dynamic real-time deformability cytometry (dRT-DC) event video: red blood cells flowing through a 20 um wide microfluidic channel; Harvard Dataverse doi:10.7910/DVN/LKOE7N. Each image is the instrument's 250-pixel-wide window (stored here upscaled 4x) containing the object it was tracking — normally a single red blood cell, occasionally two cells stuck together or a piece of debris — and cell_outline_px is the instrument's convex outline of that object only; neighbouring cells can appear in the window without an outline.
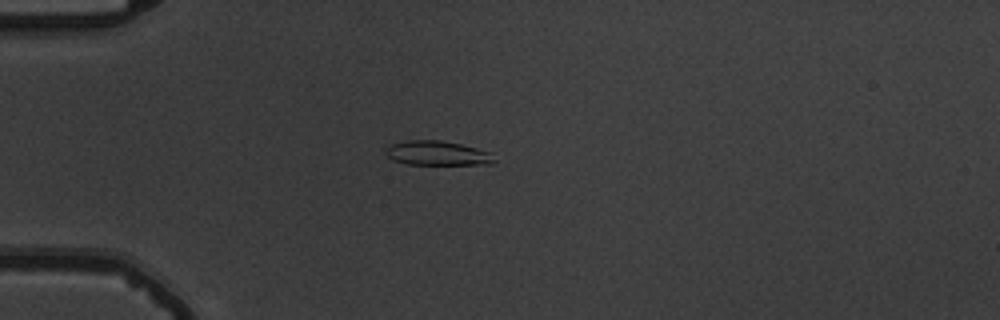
{"species": "common noctule bat (a hibernating species)", "species_latin": "Nyctalus noctula", "temperature_condition": "warm", "stored_images_in_passage": 43, "camera_frame_rate_fps": 3000, "um_per_image_px": 0.085, "animal": {"sex": "male", "body_mass_g": 19.5, "forearm_length_mm": 54.6}, "frame": {"image": 1, "passage_image": 4, "time_ms": 1.0, "image_size_px": [1000, 320], "cell_outline_px": [[496, 160], [492, 164], [408, 164], [392, 160], [384, 152], [384, 148], [392, 144], [408, 140], [440, 140], [460, 144], [492, 152]], "centroid_in_image_um": [37.17, 13.02], "position_along_channel_um": 47.8, "area_um2": 15.49}}
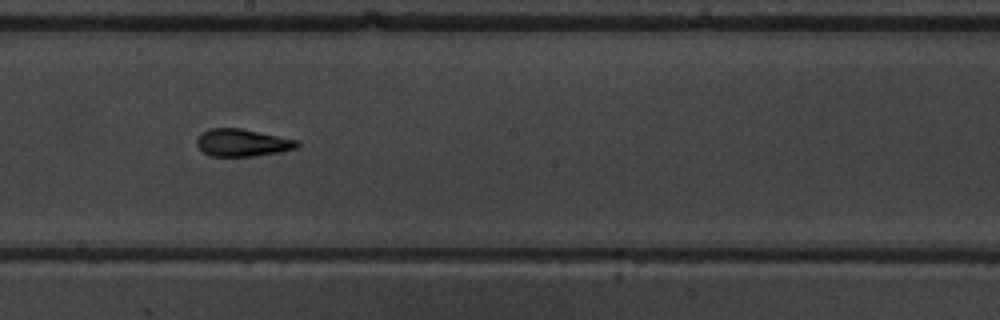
{"frame": {"image": 2, "passage_image": 20, "time_ms": 6.333, "image_size_px": [1000, 320], "cell_outline_px": [[300, 144], [296, 148], [280, 152], [252, 156], [212, 156], [204, 152], [196, 144], [196, 140], [200, 132], [208, 128], [240, 128], [296, 140]], "centroid_in_image_um": [20.55, 12.12], "position_along_channel_um": 227.7, "area_um2": 15.9}}
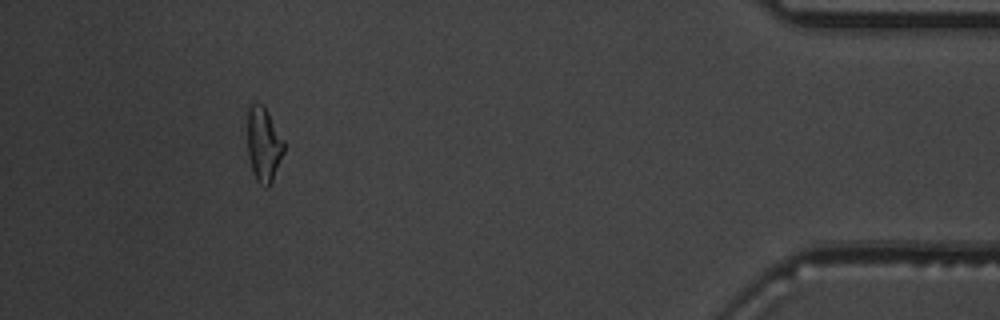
{"frame": {"image": 3, "passage_image": 39, "time_ms": 12.667, "image_size_px": [1000, 320], "cell_outline_px": [[284, 152], [272, 180], [268, 188], [264, 188], [256, 180], [252, 172], [248, 156], [248, 108], [252, 104], [264, 104], [284, 140]], "centroid_in_image_um": [22.41, 12.29], "position_along_channel_um": 412.8, "area_um2": 15.9}, "authors_computed_cell_mechanics": {"area_um2": 15.8372, "velocity_mm_per_s": 3.7732, "shape_relaxation_time_tau1_ms": 6.0736, "shape_relaxation_time_tau2_ms": 1.6473, "deformation_change_tau1": 0.2336, "deformation_change_tau2": 0.1033}}